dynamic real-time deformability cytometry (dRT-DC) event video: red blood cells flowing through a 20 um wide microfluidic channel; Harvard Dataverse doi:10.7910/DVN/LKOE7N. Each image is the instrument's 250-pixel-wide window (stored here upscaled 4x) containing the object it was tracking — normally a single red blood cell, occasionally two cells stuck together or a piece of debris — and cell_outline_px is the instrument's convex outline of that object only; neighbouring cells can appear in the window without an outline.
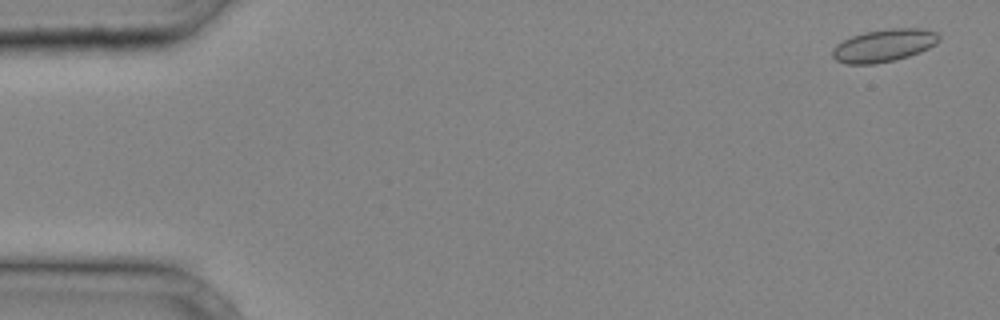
{"species": "common noctule bat (a hibernating species)", "species_latin": "Nyctalus noctula", "temperature_condition": "cold", "stored_images_in_passage": 35, "camera_frame_rate_fps": 3000, "um_per_image_px": 0.085, "animal": {"sex": "male", "body_mass_g": 20.4}, "frame": {"image": 1, "passage_image": 2, "time_ms": 0.333, "image_size_px": [1000, 320], "cell_outline_px": [[940, 40], [936, 44], [920, 52], [896, 60], [876, 64], [848, 64], [836, 60], [832, 56], [832, 48], [836, 44], [852, 36], [864, 32], [892, 28], [920, 28], [936, 32], [940, 36]], "centroid_in_image_um": [75.13, 3.87], "position_along_channel_um": 9.9, "area_um2": 20.35}}
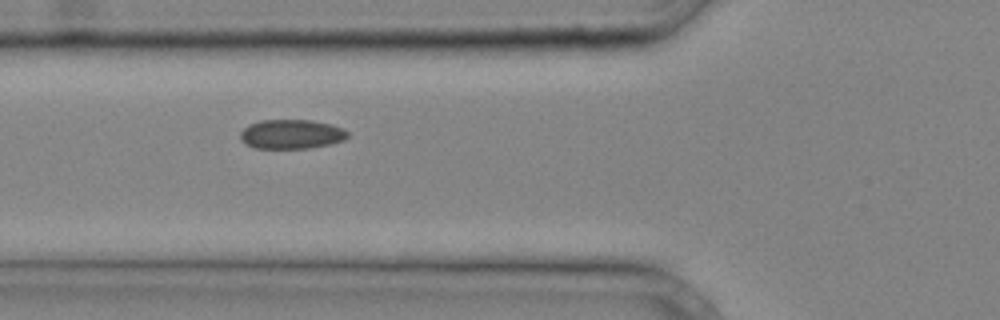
{"frame": {"image": 2, "passage_image": 15, "time_ms": 4.667, "image_size_px": [1000, 320], "cell_outline_px": [[348, 136], [344, 140], [328, 144], [308, 148], [256, 148], [248, 144], [240, 136], [240, 132], [248, 124], [260, 120], [312, 120], [332, 124], [344, 128], [348, 132]], "centroid_in_image_um": [24.8, 11.38], "position_along_channel_um": 101.0, "area_um2": 18.26}}
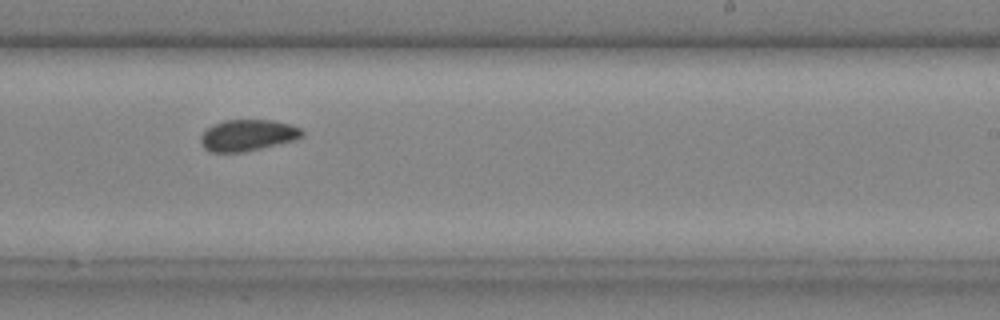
{"frame": {"image": 3, "passage_image": 25, "time_ms": 8.0, "image_size_px": [1000, 320], "cell_outline_px": [[304, 136], [296, 140], [244, 152], [212, 152], [204, 148], [200, 140], [200, 136], [212, 124], [224, 120], [272, 120], [288, 124], [300, 128], [304, 132]], "centroid_in_image_um": [21.06, 11.5], "position_along_channel_um": 267.9, "area_um2": 18.55}}